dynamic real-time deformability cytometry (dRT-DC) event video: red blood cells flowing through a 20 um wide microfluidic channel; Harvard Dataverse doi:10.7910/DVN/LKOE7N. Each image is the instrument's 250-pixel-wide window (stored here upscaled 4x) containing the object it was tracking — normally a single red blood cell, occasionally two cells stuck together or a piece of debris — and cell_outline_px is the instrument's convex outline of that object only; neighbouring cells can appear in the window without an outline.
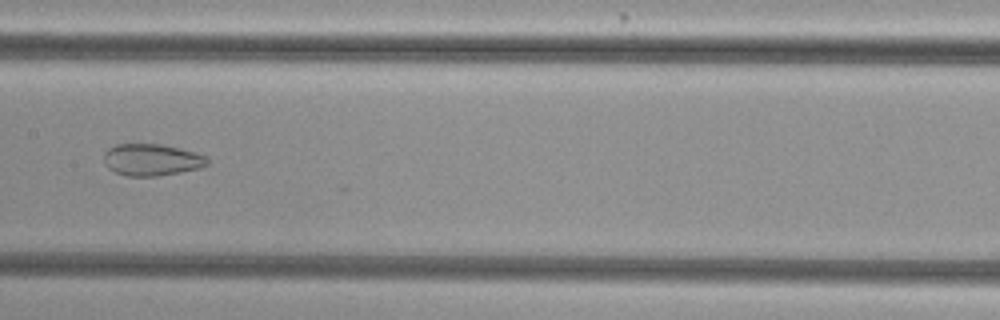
{"species": "common noctule bat (a hibernating species)", "species_latin": "Nyctalus noctula", "temperature_condition": "cold", "stored_images_in_passage": 33, "camera_frame_rate_fps": 3000, "um_per_image_px": 0.085, "animal": {"sex": "female", "body_mass_g": 29.2, "forearm_length_mm": 56.3}, "frame": {"image": 1, "passage_image": 15, "time_ms": 4.667, "image_size_px": [1000, 320], "cell_outline_px": [[208, 164], [200, 168], [180, 172], [156, 176], [128, 176], [116, 172], [108, 168], [104, 164], [104, 152], [108, 148], [116, 144], [160, 144], [180, 148], [196, 152], [204, 156], [208, 160]], "centroid_in_image_um": [12.87, 13.57], "position_along_channel_um": 194.5, "area_um2": 19.19}}
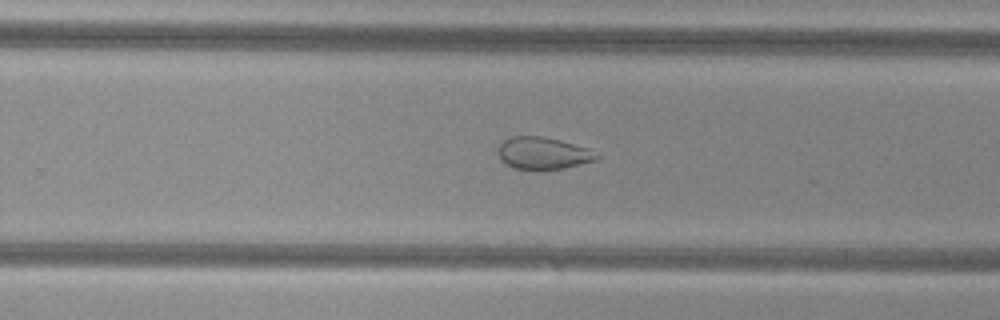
{"frame": {"image": 2, "passage_image": 22, "time_ms": 7.0, "image_size_px": [1000, 320], "cell_outline_px": [[600, 156], [596, 160], [564, 168], [512, 168], [504, 164], [500, 160], [496, 152], [496, 148], [504, 140], [512, 136], [540, 136], [560, 140], [588, 148]], "centroid_in_image_um": [46.1, 13.0], "position_along_channel_um": 283.7, "area_um2": 18.32}}
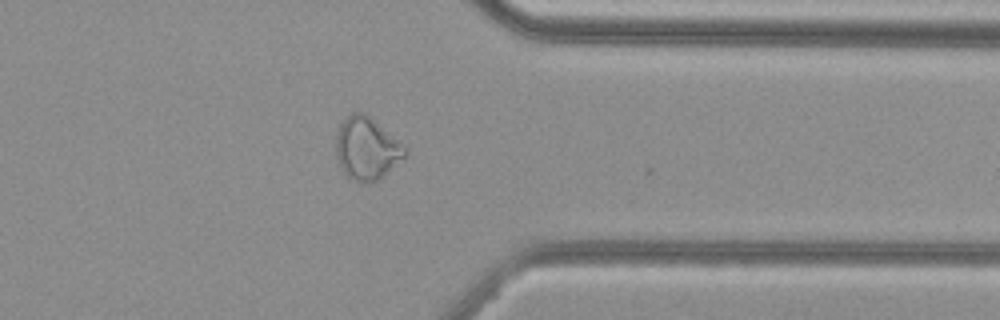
{"frame": {"image": 3, "passage_image": 30, "time_ms": 9.667, "image_size_px": [1000, 320], "cell_outline_px": [[408, 152], [404, 156], [376, 180], [356, 180], [348, 176], [340, 168], [336, 156], [336, 132], [340, 124], [352, 112], [364, 112], [408, 148]], "centroid_in_image_um": [31.14, 12.56], "position_along_channel_um": 380.3, "area_um2": 24.39}, "authors_computed_cell_mechanics": {"area_um2": 21.4438, "velocity_mm_per_s": 3.8315, "shape_relaxation_time_tau1_ms": null, "shape_relaxation_time_tau2_ms": 2.3652, "deformation_change_tau1": null, "deformation_change_tau2": 0.0769}}